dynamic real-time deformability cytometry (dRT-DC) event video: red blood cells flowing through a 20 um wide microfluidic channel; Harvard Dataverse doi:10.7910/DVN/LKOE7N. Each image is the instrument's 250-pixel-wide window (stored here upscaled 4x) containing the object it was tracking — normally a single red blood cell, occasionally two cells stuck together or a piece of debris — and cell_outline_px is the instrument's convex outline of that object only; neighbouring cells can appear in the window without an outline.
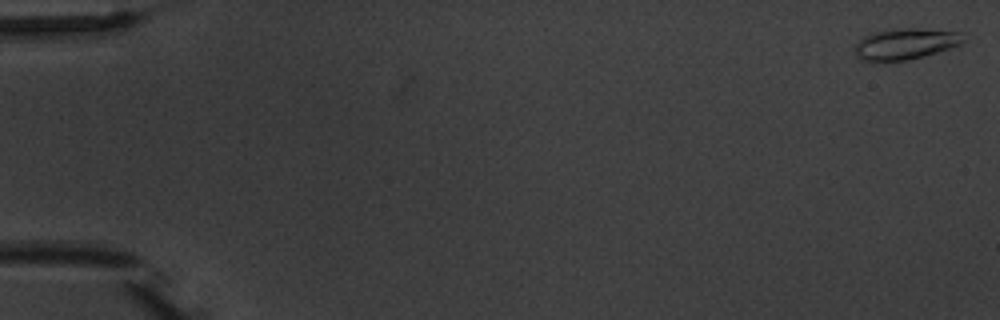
{"species": "common noctule bat (a hibernating species)", "species_latin": "Nyctalus noctula", "temperature_condition": "warm", "stored_images_in_passage": 5, "camera_frame_rate_fps": 3000, "um_per_image_px": 0.085, "animal": {"sex": "male", "body_mass_g": 20.1, "forearm_length_mm": 53.5}, "frame": {"image": 1, "passage_image": 1, "time_ms": 0.0, "image_size_px": [1000, 320], "cell_outline_px": [[964, 40], [960, 44], [924, 56], [904, 60], [864, 60], [856, 56], [852, 52], [856, 44], [864, 36], [872, 32], [896, 28], [916, 28], [960, 32]], "centroid_in_image_um": [76.91, 3.71], "position_along_channel_um": 8.1, "area_um2": 19.36}}